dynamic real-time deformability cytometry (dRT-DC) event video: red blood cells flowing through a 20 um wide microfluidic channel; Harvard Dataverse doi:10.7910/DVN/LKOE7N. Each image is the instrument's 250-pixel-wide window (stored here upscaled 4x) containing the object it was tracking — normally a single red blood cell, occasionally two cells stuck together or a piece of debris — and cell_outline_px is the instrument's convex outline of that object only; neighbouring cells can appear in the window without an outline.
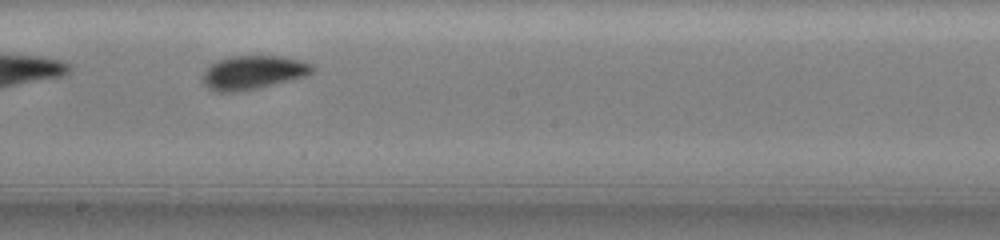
{"species": "common noctule bat (a hibernating species)", "species_latin": "Nyctalus noctula", "temperature_condition": "warm", "stored_images_in_passage": 51, "camera_frame_rate_fps": 3000, "um_per_image_px": 0.085, "animal": {"sex": "female", "body_mass_g": 19.5, "forearm_length_mm": 54.1}, "frame": {"image": 1, "passage_image": 26, "time_ms": 4.333, "image_size_px": [1000, 240], "cell_outline_px": [[316, 68], [312, 72], [304, 76], [252, 88], [232, 92], [220, 92], [208, 88], [204, 84], [204, 72], [212, 64], [220, 60], [232, 56], [284, 56], [300, 60], [312, 64]], "centroid_in_image_um": [21.53, 6.13], "position_along_channel_um": 226.7, "area_um2": 20.81}, "authors_computed_cell_mechanics": {"area_um2": 20.23, "velocity_mm_per_s": 3.6222, "shape_relaxation_time_tau1_ms": 3.024, "shape_relaxation_time_tau2_ms": 2.042, "deformation_change_tau1": 0.1139, "deformation_change_tau2": 0.0713}}